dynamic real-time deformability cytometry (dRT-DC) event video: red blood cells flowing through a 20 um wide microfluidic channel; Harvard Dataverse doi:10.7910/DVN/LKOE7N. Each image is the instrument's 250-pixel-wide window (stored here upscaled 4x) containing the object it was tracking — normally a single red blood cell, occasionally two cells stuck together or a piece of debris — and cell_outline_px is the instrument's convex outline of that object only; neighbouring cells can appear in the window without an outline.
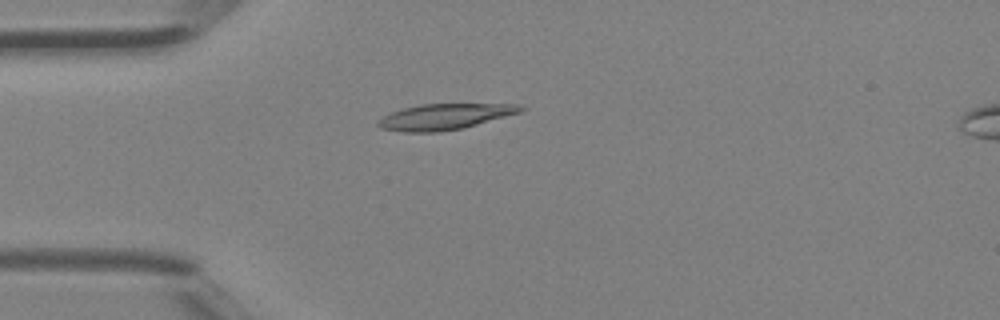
{"species": "Egyptian fruit bat (a non-hibernating species)", "species_latin": "Rousettus aegyptiacus", "temperature_condition": "room temperature", "stored_images_in_passage": 5, "camera_frame_rate_fps": 3000, "um_per_image_px": 0.085, "animal": {"sex": "female"}, "frame": {"image": 1, "passage_image": 4, "time_ms": 1.0, "image_size_px": [1000, 320], "cell_outline_px": [[528, 108], [520, 112], [464, 128], [436, 132], [404, 132], [380, 128], [376, 124], [376, 120], [392, 112], [404, 108], [420, 104], [520, 104]], "centroid_in_image_um": [37.8, 9.92], "position_along_channel_um": 47.2, "area_um2": 21.44}}